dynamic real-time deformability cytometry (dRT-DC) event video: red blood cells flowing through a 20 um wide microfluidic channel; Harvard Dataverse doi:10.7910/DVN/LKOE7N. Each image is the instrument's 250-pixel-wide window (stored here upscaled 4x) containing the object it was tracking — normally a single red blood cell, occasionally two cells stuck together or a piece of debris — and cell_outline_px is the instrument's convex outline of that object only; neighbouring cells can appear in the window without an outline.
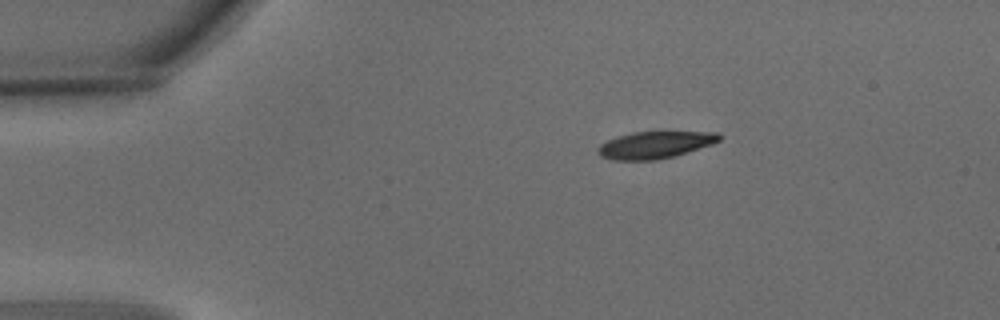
{"species": "common noctule bat (a hibernating species)", "species_latin": "Nyctalus noctula", "temperature_condition": "warm", "stored_images_in_passage": 2, "camera_frame_rate_fps": 3000, "um_per_image_px": 0.085, "animal": {"sex": "male", "body_mass_g": 15.6}, "frame": {"image": 1, "passage_image": 1, "time_ms": 0.0, "image_size_px": [1000, 320], "cell_outline_px": [[720, 140], [712, 144], [676, 156], [656, 160], [612, 160], [600, 156], [596, 152], [596, 148], [600, 144], [616, 136], [632, 132], [716, 132], [720, 136]], "centroid_in_image_um": [55.62, 12.32], "position_along_channel_um": 29.4, "area_um2": 19.19}}